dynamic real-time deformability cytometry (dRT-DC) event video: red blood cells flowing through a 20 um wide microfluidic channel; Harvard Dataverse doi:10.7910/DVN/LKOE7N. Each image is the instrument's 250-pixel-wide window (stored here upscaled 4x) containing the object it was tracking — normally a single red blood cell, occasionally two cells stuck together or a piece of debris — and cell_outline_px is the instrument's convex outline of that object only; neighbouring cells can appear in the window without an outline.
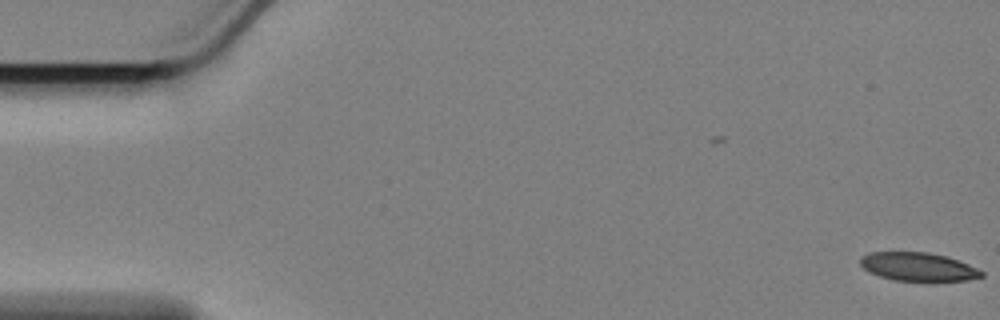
{"species": "Egyptian fruit bat (a non-hibernating species)", "species_latin": "Rousettus aegyptiacus", "temperature_condition": "cold", "stored_images_in_passage": 2, "camera_frame_rate_fps": 3000, "um_per_image_px": 0.085, "animal": {"sex": "female"}, "frame": {"image": 1, "passage_image": 2, "time_ms": 0.333, "image_size_px": [1000, 320], "cell_outline_px": [[984, 276], [968, 280], [896, 280], [880, 276], [864, 268], [860, 264], [860, 256], [868, 252], [928, 252], [948, 256], [968, 264], [984, 272]], "centroid_in_image_um": [78.04, 22.65], "position_along_channel_um": 7.0, "area_um2": 19.88}}